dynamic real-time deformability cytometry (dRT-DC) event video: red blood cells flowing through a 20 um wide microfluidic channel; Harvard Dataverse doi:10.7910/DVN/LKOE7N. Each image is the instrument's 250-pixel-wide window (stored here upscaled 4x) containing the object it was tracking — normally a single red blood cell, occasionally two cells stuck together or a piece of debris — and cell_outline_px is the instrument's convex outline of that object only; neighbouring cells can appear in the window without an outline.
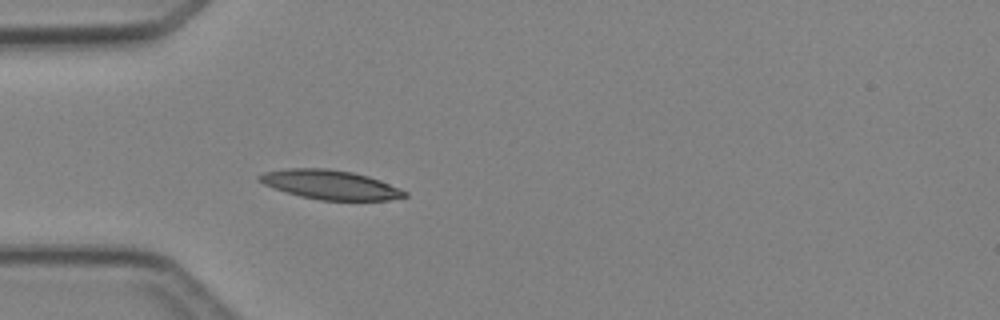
{"species": "Egyptian fruit bat (a non-hibernating species)", "species_latin": "Rousettus aegyptiacus", "temperature_condition": "cold", "stored_images_in_passage": 4, "camera_frame_rate_fps": 3000, "um_per_image_px": 0.085, "animal": {"sex": "female"}, "frame": {"image": 1, "passage_image": 4, "time_ms": 4.333, "image_size_px": [1000, 320], "cell_outline_px": [[408, 196], [388, 200], [320, 200], [300, 196], [264, 184], [256, 176], [264, 172], [288, 168], [328, 168], [352, 172], [368, 176], [380, 180], [400, 188], [408, 192]], "centroid_in_image_um": [28.11, 15.69], "position_along_channel_um": 56.9, "area_um2": 24.62}}